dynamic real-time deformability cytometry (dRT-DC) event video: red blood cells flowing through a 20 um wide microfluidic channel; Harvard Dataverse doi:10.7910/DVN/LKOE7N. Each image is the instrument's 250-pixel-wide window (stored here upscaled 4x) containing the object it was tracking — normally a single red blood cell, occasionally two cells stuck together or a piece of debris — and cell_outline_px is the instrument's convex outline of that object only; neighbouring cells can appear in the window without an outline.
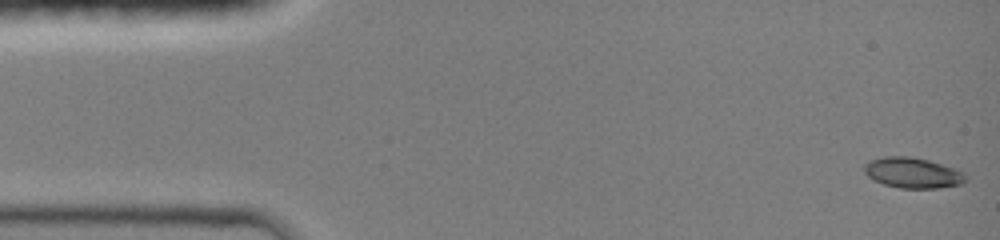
{"species": "common noctule bat (a hibernating species)", "species_latin": "Nyctalus noctula", "temperature_condition": "room temperature", "stored_images_in_passage": 10, "camera_frame_rate_fps": 3000, "um_per_image_px": 0.085, "animal": {"sex": "female", "body_mass_g": 19.0, "forearm_length_mm": 51.5}, "frame": {"image": 1, "passage_image": 1, "time_ms": 0.0, "image_size_px": [1000, 240], "cell_outline_px": [[964, 180], [960, 184], [936, 188], [900, 188], [884, 184], [868, 176], [864, 172], [864, 164], [872, 160], [884, 156], [908, 156], [928, 160], [964, 172]], "centroid_in_image_um": [77.54, 14.68], "position_along_channel_um": 7.5, "area_um2": 17.63}}